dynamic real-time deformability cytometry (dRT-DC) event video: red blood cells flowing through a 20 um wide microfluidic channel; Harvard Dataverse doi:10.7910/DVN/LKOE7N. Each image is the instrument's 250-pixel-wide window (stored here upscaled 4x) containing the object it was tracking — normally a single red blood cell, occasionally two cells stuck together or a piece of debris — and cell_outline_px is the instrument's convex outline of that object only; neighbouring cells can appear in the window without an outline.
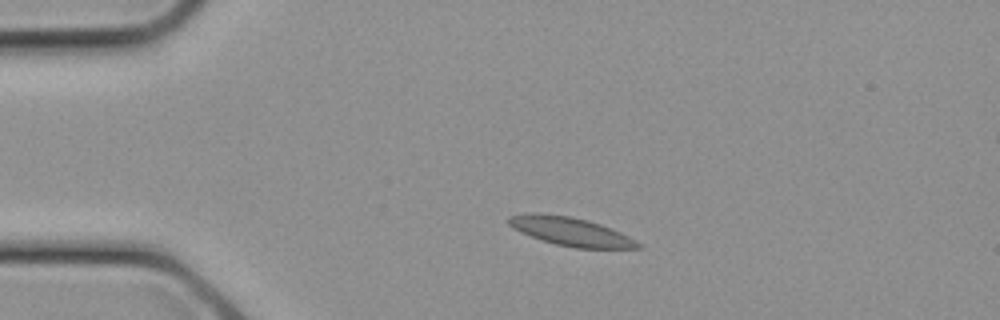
{"species": "common noctule bat (a hibernating species)", "species_latin": "Nyctalus noctula", "temperature_condition": "cold", "stored_images_in_passage": 8, "camera_frame_rate_fps": 3000, "um_per_image_px": 0.085, "animal": {"sex": "female", "body_mass_g": 21.9}, "frame": {"image": 1, "passage_image": 4, "time_ms": 1.0, "image_size_px": [1000, 320], "cell_outline_px": [[640, 248], [576, 248], [556, 244], [540, 240], [520, 232], [512, 228], [508, 224], [508, 216], [528, 212], [536, 212], [568, 216], [588, 220], [600, 224], [620, 232], [636, 240], [640, 244]], "centroid_in_image_um": [48.44, 19.66], "position_along_channel_um": 36.6, "area_um2": 21.5}}
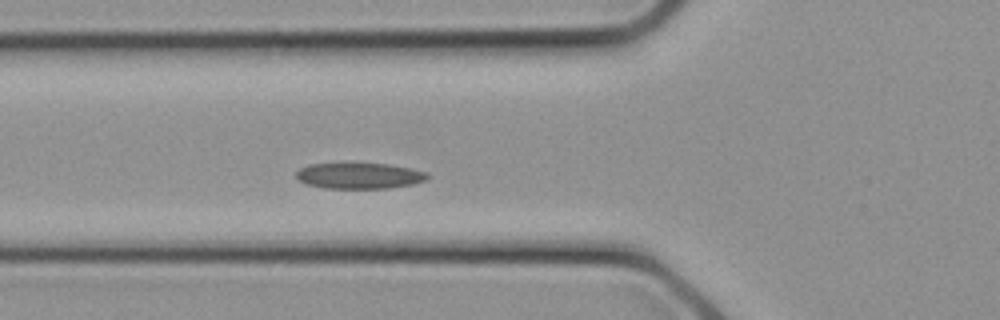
{"frame": {"image": 2, "passage_image": 8, "time_ms": 2.333, "image_size_px": [1000, 320], "cell_outline_px": [[432, 176], [428, 180], [412, 184], [388, 188], [324, 188], [308, 184], [296, 180], [296, 172], [300, 168], [308, 164], [352, 160], [388, 164], [428, 172]], "centroid_in_image_um": [30.52, 14.88], "position_along_channel_um": 95.3, "area_um2": 20.92}}